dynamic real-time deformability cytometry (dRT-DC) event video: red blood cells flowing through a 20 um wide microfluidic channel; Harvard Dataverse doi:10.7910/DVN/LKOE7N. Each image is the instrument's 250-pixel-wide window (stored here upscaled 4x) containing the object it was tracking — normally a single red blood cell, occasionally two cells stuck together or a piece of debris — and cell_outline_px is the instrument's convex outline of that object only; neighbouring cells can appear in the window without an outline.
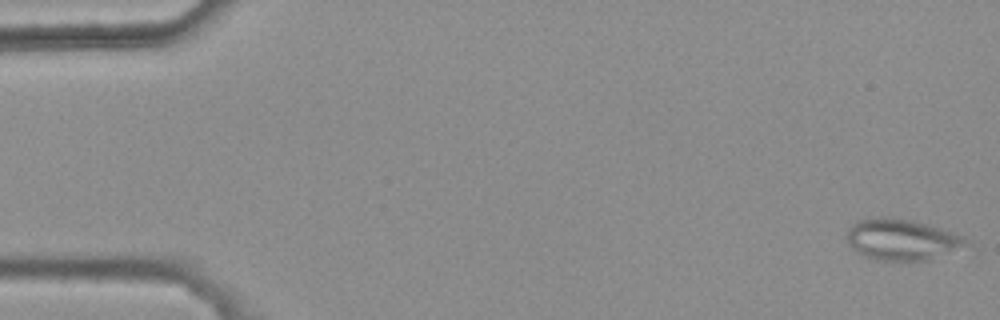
{"species": "common noctule bat (a hibernating species)", "species_latin": "Nyctalus noctula", "temperature_condition": "warm", "stored_images_in_passage": 7, "camera_frame_rate_fps": 3000, "um_per_image_px": 0.085, "animal": {"sex": "female", "body_mass_g": 25.1}, "frame": {"image": 1, "passage_image": 1, "time_ms": 0.0, "image_size_px": [1000, 320], "cell_outline_px": [[972, 244], [932, 260], [880, 260], [864, 256], [848, 244], [844, 236], [848, 228], [856, 220], [876, 216], [888, 216], [912, 220], [940, 228], [964, 236], [972, 240]], "centroid_in_image_um": [76.67, 20.35], "position_along_channel_um": 8.3, "area_um2": 29.19}}
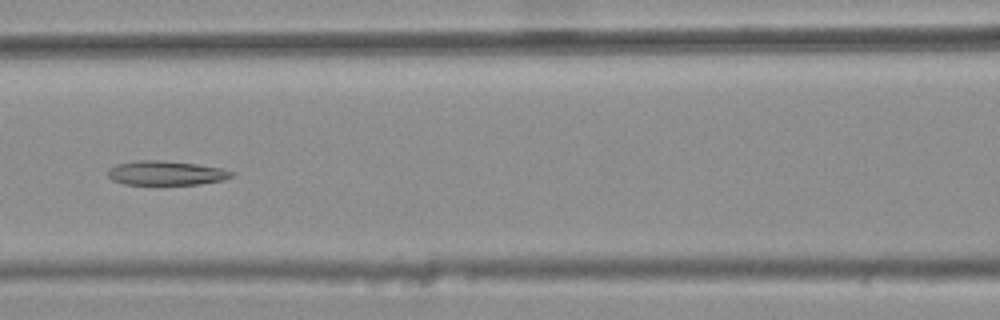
{"frame": {"image": 2, "passage_image": 7, "time_ms": 2.0, "image_size_px": [1000, 320], "cell_outline_px": [[232, 176], [224, 180], [200, 184], [124, 184], [112, 180], [108, 176], [108, 168], [116, 164], [140, 160], [156, 160], [196, 164], [220, 168], [232, 172]], "centroid_in_image_um": [14.07, 14.71], "position_along_channel_um": 152.5, "area_um2": 17.28}}